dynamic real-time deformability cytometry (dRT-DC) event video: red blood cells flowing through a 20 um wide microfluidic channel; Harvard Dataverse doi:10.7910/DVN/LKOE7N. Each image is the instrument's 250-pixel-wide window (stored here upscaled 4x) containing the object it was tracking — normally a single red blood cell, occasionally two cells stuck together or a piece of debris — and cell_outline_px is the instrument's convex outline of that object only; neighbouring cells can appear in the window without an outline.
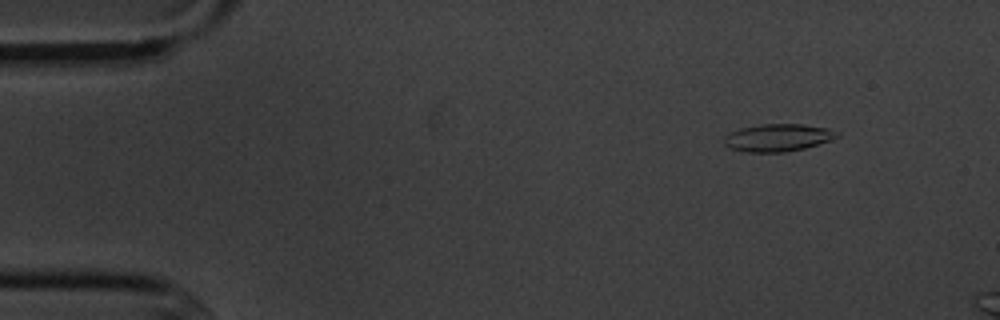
{"species": "common noctule bat (a hibernating species)", "species_latin": "Nyctalus noctula", "temperature_condition": "cold", "stored_images_in_passage": 4, "camera_frame_rate_fps": 3000, "um_per_image_px": 0.085, "animal": {"sex": "male", "body_mass_g": 20.1, "forearm_length_mm": 53.5}, "frame": {"image": 1, "passage_image": 2, "time_ms": 1.0, "image_size_px": [1000, 320], "cell_outline_px": [[840, 136], [832, 140], [804, 148], [784, 152], [748, 152], [732, 148], [724, 144], [724, 136], [740, 128], [764, 124], [804, 124], [828, 128], [840, 132]], "centroid_in_image_um": [66.18, 11.69], "position_along_channel_um": 18.8, "area_um2": 18.03}}